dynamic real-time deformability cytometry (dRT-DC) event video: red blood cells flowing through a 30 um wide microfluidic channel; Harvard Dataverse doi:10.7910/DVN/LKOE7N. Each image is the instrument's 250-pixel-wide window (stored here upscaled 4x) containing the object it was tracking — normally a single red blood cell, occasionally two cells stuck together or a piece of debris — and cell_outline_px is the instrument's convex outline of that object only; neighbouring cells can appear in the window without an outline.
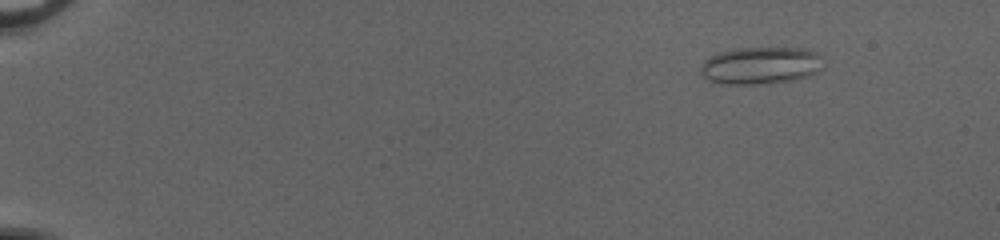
{"species": "common noctule bat (a hibernating species)", "species_latin": "Nyctalus noctula", "temperature_condition": "cold", "stored_images_in_passage": 49, "camera_frame_rate_fps": 3000, "um_per_image_px": 0.085, "animal": {"sex": "female", "body_mass_g": 20.0, "forearm_length_mm": 54.0}, "frame": {"image": 1, "passage_image": 3, "time_ms": 0.667, "image_size_px": [1000, 240], "cell_outline_px": [[820, 68], [816, 72], [808, 76], [792, 80], [756, 84], [724, 84], [708, 80], [700, 72], [700, 68], [704, 60], [716, 52], [736, 48], [804, 48], [816, 52], [820, 56]], "centroid_in_image_um": [64.6, 5.56], "position_along_channel_um": 20.4, "area_um2": 26.53}}
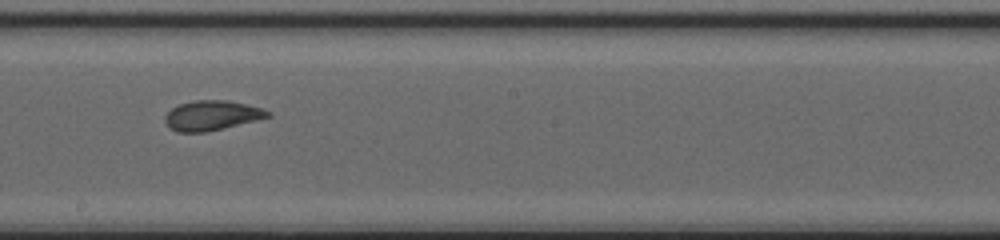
{"frame": {"image": 2, "passage_image": 29, "time_ms": 9.333, "image_size_px": [1000, 240], "cell_outline_px": [[272, 116], [256, 120], [204, 132], [176, 132], [168, 128], [164, 120], [164, 116], [172, 108], [180, 104], [196, 100], [228, 100], [264, 108], [272, 112]], "centroid_in_image_um": [18.0, 9.81], "position_along_channel_um": 230.2, "area_um2": 17.86}}
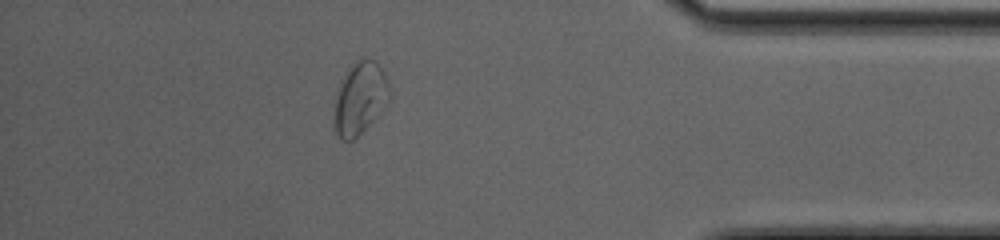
{"frame": {"image": 3, "passage_image": 44, "time_ms": 14.333, "image_size_px": [1000, 240], "cell_outline_px": [[388, 84], [376, 116], [352, 140], [340, 140], [336, 132], [336, 92], [340, 80], [348, 68], [356, 60], [364, 56], [372, 60], [384, 72]], "centroid_in_image_um": [30.51, 8.28], "position_along_channel_um": 404.7, "area_um2": 21.79}, "authors_computed_cell_mechanics": {"area_um2": 20.3456, "velocity_mm_per_s": 4.0359, "shape_relaxation_time_tau1_ms": null, "shape_relaxation_time_tau2_ms": 1.2789, "deformation_change_tau1": null, "deformation_change_tau2": 0.0805}}